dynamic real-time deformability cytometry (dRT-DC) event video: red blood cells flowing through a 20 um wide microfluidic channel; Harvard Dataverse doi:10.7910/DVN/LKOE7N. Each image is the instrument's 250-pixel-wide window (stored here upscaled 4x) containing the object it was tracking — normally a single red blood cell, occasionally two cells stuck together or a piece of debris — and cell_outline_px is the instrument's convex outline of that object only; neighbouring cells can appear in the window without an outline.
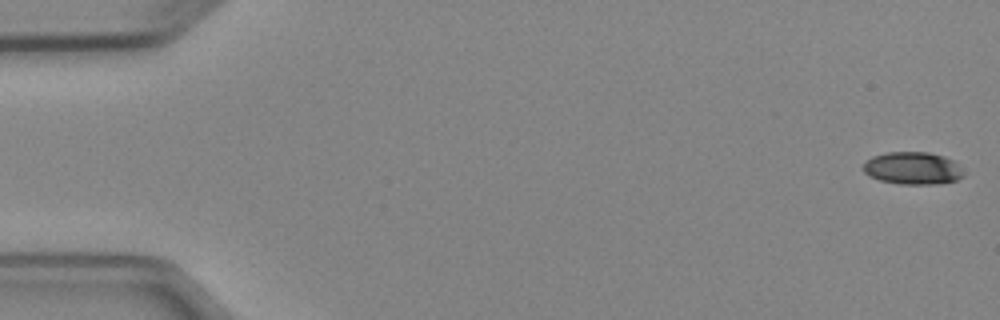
{"species": "Egyptian fruit bat (a non-hibernating species)", "species_latin": "Rousettus aegyptiacus", "temperature_condition": "cold", "stored_images_in_passage": 5, "camera_frame_rate_fps": 3000, "um_per_image_px": 0.085, "animal": {"sex": "female"}, "frame": {"image": 1, "passage_image": 1, "time_ms": 0.0, "image_size_px": [1000, 320], "cell_outline_px": [[964, 176], [956, 180], [936, 184], [900, 184], [880, 180], [868, 176], [864, 172], [864, 164], [872, 156], [888, 152], [928, 152], [944, 156], [952, 160], [964, 172]], "centroid_in_image_um": [77.58, 14.3], "position_along_channel_um": 7.4, "area_um2": 18.9}}
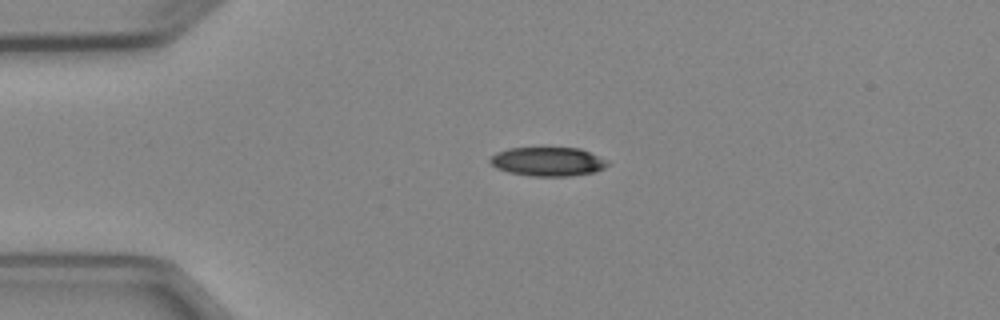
{"frame": {"image": 2, "passage_image": 4, "time_ms": 3.667, "image_size_px": [1000, 320], "cell_outline_px": [[608, 164], [604, 168], [596, 172], [568, 176], [532, 176], [508, 172], [496, 168], [488, 160], [496, 152], [508, 148], [580, 148], [608, 160]], "centroid_in_image_um": [46.57, 13.74], "position_along_channel_um": 38.4, "area_um2": 19.83}}